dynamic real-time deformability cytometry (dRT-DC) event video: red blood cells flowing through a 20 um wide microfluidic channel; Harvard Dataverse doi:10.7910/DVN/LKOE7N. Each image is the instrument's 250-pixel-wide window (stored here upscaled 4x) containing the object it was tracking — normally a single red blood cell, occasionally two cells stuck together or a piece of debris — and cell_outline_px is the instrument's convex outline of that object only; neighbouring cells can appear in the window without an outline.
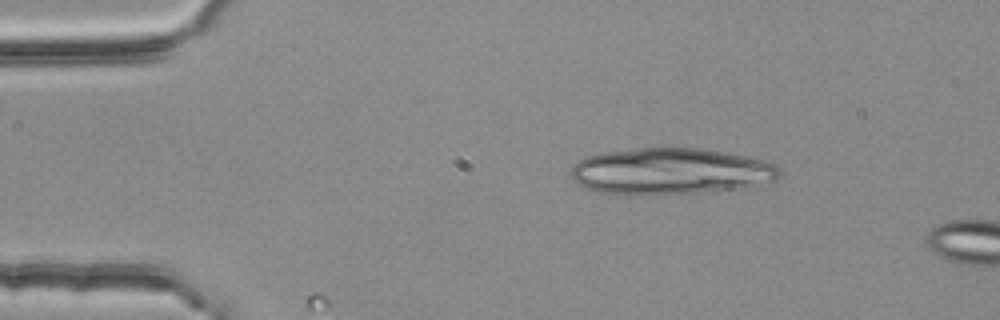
{"species": "common noctule bat (a hibernating species)", "species_latin": "Nyctalus noctula", "temperature_condition": "room temperature", "stored_images_in_passage": 5, "camera_frame_rate_fps": 3000, "um_per_image_px": 0.085, "animal": {"sex": "female", "body_mass_g": 25.1}, "frame": {"image": 1, "passage_image": 2, "time_ms": 0.333, "image_size_px": [1000, 320], "cell_outline_px": [[780, 176], [776, 180], [728, 188], [700, 192], [596, 192], [584, 188], [572, 180], [572, 168], [580, 160], [588, 156], [604, 152], [640, 148], [696, 148], [724, 152], [744, 156], [760, 160], [772, 164], [780, 168]], "centroid_in_image_um": [56.94, 14.52], "position_along_channel_um": 28.1, "area_um2": 54.27}}